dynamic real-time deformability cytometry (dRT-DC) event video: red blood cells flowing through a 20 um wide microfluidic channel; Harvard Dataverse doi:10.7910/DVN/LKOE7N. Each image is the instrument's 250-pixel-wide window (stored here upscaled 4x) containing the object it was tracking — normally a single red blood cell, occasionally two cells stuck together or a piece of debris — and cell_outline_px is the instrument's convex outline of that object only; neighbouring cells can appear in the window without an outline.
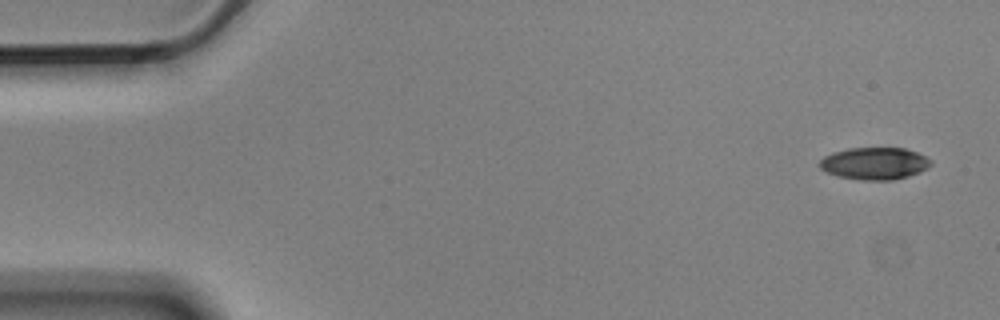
{"species": "Egyptian fruit bat (a non-hibernating species)", "species_latin": "Rousettus aegyptiacus", "temperature_condition": "cold", "stored_images_in_passage": 6, "camera_frame_rate_fps": 3000, "um_per_image_px": 0.085, "animal": {"sex": "male"}, "frame": {"image": 1, "passage_image": 1, "time_ms": 0.0, "image_size_px": [1000, 320], "cell_outline_px": [[932, 164], [928, 168], [920, 172], [908, 176], [892, 180], [860, 180], [836, 176], [820, 168], [816, 164], [824, 156], [832, 152], [848, 148], [904, 148], [916, 152], [932, 160]], "centroid_in_image_um": [74.31, 13.89], "position_along_channel_um": 10.7, "area_um2": 21.04}}
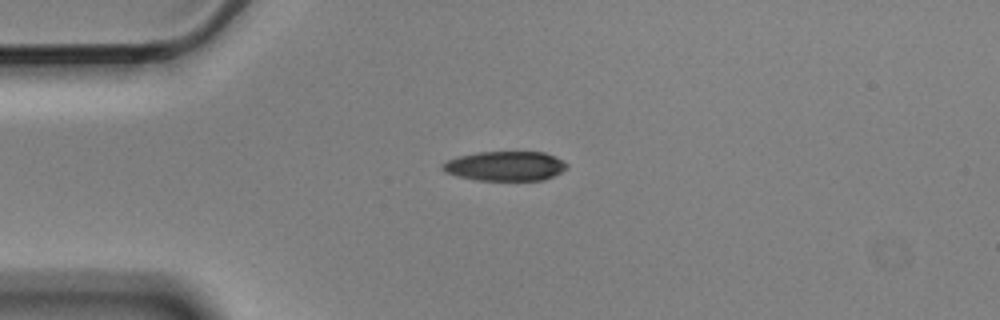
{"frame": {"image": 2, "passage_image": 4, "time_ms": 1.0, "image_size_px": [1000, 320], "cell_outline_px": [[568, 168], [544, 180], [476, 180], [456, 176], [444, 172], [440, 168], [440, 164], [456, 156], [476, 152], [544, 152], [556, 156], [568, 164]], "centroid_in_image_um": [42.9, 14.11], "position_along_channel_um": 42.1, "area_um2": 21.68}}
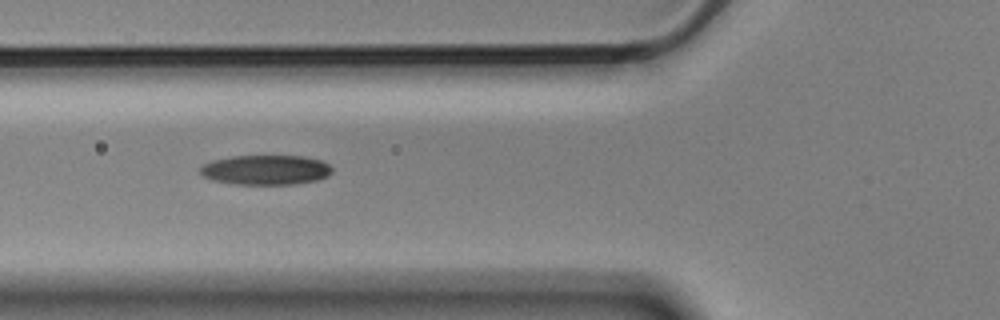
{"frame": {"image": 3, "passage_image": 6, "time_ms": 1.667, "image_size_px": [1000, 320], "cell_outline_px": [[332, 172], [328, 176], [316, 180], [292, 184], [236, 184], [212, 180], [204, 176], [200, 172], [200, 168], [204, 164], [212, 160], [232, 156], [304, 156], [320, 160], [328, 164], [332, 168]], "centroid_in_image_um": [22.59, 14.43], "position_along_channel_um": 103.2, "area_um2": 22.77}}